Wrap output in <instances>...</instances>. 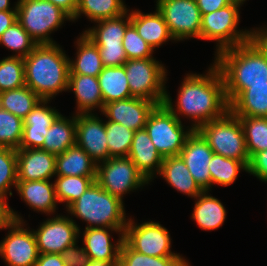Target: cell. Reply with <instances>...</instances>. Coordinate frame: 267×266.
I'll use <instances>...</instances> for the list:
<instances>
[{"instance_id":"1","label":"cell","mask_w":267,"mask_h":266,"mask_svg":"<svg viewBox=\"0 0 267 266\" xmlns=\"http://www.w3.org/2000/svg\"><path fill=\"white\" fill-rule=\"evenodd\" d=\"M174 108L167 92L164 105L181 121L180 115L192 120L191 127L199 126L224 116L230 110L223 76L213 63L206 74L189 73L183 79ZM179 115V116H178Z\"/></svg>"},{"instance_id":"2","label":"cell","mask_w":267,"mask_h":266,"mask_svg":"<svg viewBox=\"0 0 267 266\" xmlns=\"http://www.w3.org/2000/svg\"><path fill=\"white\" fill-rule=\"evenodd\" d=\"M69 60L57 43L37 44L24 58L25 85L43 100L68 91Z\"/></svg>"},{"instance_id":"3","label":"cell","mask_w":267,"mask_h":266,"mask_svg":"<svg viewBox=\"0 0 267 266\" xmlns=\"http://www.w3.org/2000/svg\"><path fill=\"white\" fill-rule=\"evenodd\" d=\"M229 104L250 85L267 84V59L250 41L220 51L214 58Z\"/></svg>"},{"instance_id":"4","label":"cell","mask_w":267,"mask_h":266,"mask_svg":"<svg viewBox=\"0 0 267 266\" xmlns=\"http://www.w3.org/2000/svg\"><path fill=\"white\" fill-rule=\"evenodd\" d=\"M66 209L71 216L87 222L85 228H125L128 222L124 202L96 181Z\"/></svg>"},{"instance_id":"5","label":"cell","mask_w":267,"mask_h":266,"mask_svg":"<svg viewBox=\"0 0 267 266\" xmlns=\"http://www.w3.org/2000/svg\"><path fill=\"white\" fill-rule=\"evenodd\" d=\"M72 18L47 0H18L17 21L37 44H54L50 34Z\"/></svg>"},{"instance_id":"6","label":"cell","mask_w":267,"mask_h":266,"mask_svg":"<svg viewBox=\"0 0 267 266\" xmlns=\"http://www.w3.org/2000/svg\"><path fill=\"white\" fill-rule=\"evenodd\" d=\"M207 141L215 154L244 162L247 166L249 155L240 119L230 110L222 117L204 123L196 129Z\"/></svg>"},{"instance_id":"7","label":"cell","mask_w":267,"mask_h":266,"mask_svg":"<svg viewBox=\"0 0 267 266\" xmlns=\"http://www.w3.org/2000/svg\"><path fill=\"white\" fill-rule=\"evenodd\" d=\"M240 6L236 3L202 15L200 39L216 41V54L228 48L246 43L250 39V30H238Z\"/></svg>"},{"instance_id":"8","label":"cell","mask_w":267,"mask_h":266,"mask_svg":"<svg viewBox=\"0 0 267 266\" xmlns=\"http://www.w3.org/2000/svg\"><path fill=\"white\" fill-rule=\"evenodd\" d=\"M164 104L157 105L149 114L145 130L160 155L165 157L179 156L188 136L193 132Z\"/></svg>"},{"instance_id":"9","label":"cell","mask_w":267,"mask_h":266,"mask_svg":"<svg viewBox=\"0 0 267 266\" xmlns=\"http://www.w3.org/2000/svg\"><path fill=\"white\" fill-rule=\"evenodd\" d=\"M132 97L164 103L166 94L167 70L154 57L132 59L124 63Z\"/></svg>"},{"instance_id":"10","label":"cell","mask_w":267,"mask_h":266,"mask_svg":"<svg viewBox=\"0 0 267 266\" xmlns=\"http://www.w3.org/2000/svg\"><path fill=\"white\" fill-rule=\"evenodd\" d=\"M96 182L122 202L125 194L149 184L129 157H110L97 163Z\"/></svg>"},{"instance_id":"11","label":"cell","mask_w":267,"mask_h":266,"mask_svg":"<svg viewBox=\"0 0 267 266\" xmlns=\"http://www.w3.org/2000/svg\"><path fill=\"white\" fill-rule=\"evenodd\" d=\"M128 218L124 241L139 253L154 257H182L171 251L169 231L159 222L147 221L137 224Z\"/></svg>"},{"instance_id":"12","label":"cell","mask_w":267,"mask_h":266,"mask_svg":"<svg viewBox=\"0 0 267 266\" xmlns=\"http://www.w3.org/2000/svg\"><path fill=\"white\" fill-rule=\"evenodd\" d=\"M155 8L163 16L175 41L200 39L202 16L196 0H157Z\"/></svg>"},{"instance_id":"13","label":"cell","mask_w":267,"mask_h":266,"mask_svg":"<svg viewBox=\"0 0 267 266\" xmlns=\"http://www.w3.org/2000/svg\"><path fill=\"white\" fill-rule=\"evenodd\" d=\"M55 216L47 218L38 229L32 230L39 254H61L66 247L78 241L81 234L80 226L71 217Z\"/></svg>"},{"instance_id":"14","label":"cell","mask_w":267,"mask_h":266,"mask_svg":"<svg viewBox=\"0 0 267 266\" xmlns=\"http://www.w3.org/2000/svg\"><path fill=\"white\" fill-rule=\"evenodd\" d=\"M25 225V221H15L0 242V257L8 266H35L39 257L35 235Z\"/></svg>"},{"instance_id":"15","label":"cell","mask_w":267,"mask_h":266,"mask_svg":"<svg viewBox=\"0 0 267 266\" xmlns=\"http://www.w3.org/2000/svg\"><path fill=\"white\" fill-rule=\"evenodd\" d=\"M94 113L76 114V144L95 162L110 158L106 138L105 120Z\"/></svg>"},{"instance_id":"16","label":"cell","mask_w":267,"mask_h":266,"mask_svg":"<svg viewBox=\"0 0 267 266\" xmlns=\"http://www.w3.org/2000/svg\"><path fill=\"white\" fill-rule=\"evenodd\" d=\"M213 154V150L197 130H193L188 136L179 154L193 179L203 191L211 189V175L208 166Z\"/></svg>"},{"instance_id":"17","label":"cell","mask_w":267,"mask_h":266,"mask_svg":"<svg viewBox=\"0 0 267 266\" xmlns=\"http://www.w3.org/2000/svg\"><path fill=\"white\" fill-rule=\"evenodd\" d=\"M157 104L142 98L131 97L108 102L101 112L108 121L117 122L132 131L145 128L149 114Z\"/></svg>"},{"instance_id":"18","label":"cell","mask_w":267,"mask_h":266,"mask_svg":"<svg viewBox=\"0 0 267 266\" xmlns=\"http://www.w3.org/2000/svg\"><path fill=\"white\" fill-rule=\"evenodd\" d=\"M50 100H41L23 119V135L18 149L41 148L49 127L60 115L58 109L48 106Z\"/></svg>"},{"instance_id":"19","label":"cell","mask_w":267,"mask_h":266,"mask_svg":"<svg viewBox=\"0 0 267 266\" xmlns=\"http://www.w3.org/2000/svg\"><path fill=\"white\" fill-rule=\"evenodd\" d=\"M17 180H50L56 176V155L40 148L16 149Z\"/></svg>"},{"instance_id":"20","label":"cell","mask_w":267,"mask_h":266,"mask_svg":"<svg viewBox=\"0 0 267 266\" xmlns=\"http://www.w3.org/2000/svg\"><path fill=\"white\" fill-rule=\"evenodd\" d=\"M125 228H85L82 235L85 251L90 260L119 262L120 249L124 241ZM111 231L119 234L117 241L112 243Z\"/></svg>"},{"instance_id":"21","label":"cell","mask_w":267,"mask_h":266,"mask_svg":"<svg viewBox=\"0 0 267 266\" xmlns=\"http://www.w3.org/2000/svg\"><path fill=\"white\" fill-rule=\"evenodd\" d=\"M128 157L149 183L159 174L164 159L145 128L135 131Z\"/></svg>"},{"instance_id":"22","label":"cell","mask_w":267,"mask_h":266,"mask_svg":"<svg viewBox=\"0 0 267 266\" xmlns=\"http://www.w3.org/2000/svg\"><path fill=\"white\" fill-rule=\"evenodd\" d=\"M51 180L17 181L16 191L33 211L45 214L56 213L57 198Z\"/></svg>"},{"instance_id":"23","label":"cell","mask_w":267,"mask_h":266,"mask_svg":"<svg viewBox=\"0 0 267 266\" xmlns=\"http://www.w3.org/2000/svg\"><path fill=\"white\" fill-rule=\"evenodd\" d=\"M68 90L73 91L76 98V113L89 114L104 109L98 77L89 75L69 74ZM95 109V110H94Z\"/></svg>"},{"instance_id":"24","label":"cell","mask_w":267,"mask_h":266,"mask_svg":"<svg viewBox=\"0 0 267 266\" xmlns=\"http://www.w3.org/2000/svg\"><path fill=\"white\" fill-rule=\"evenodd\" d=\"M130 22L137 30L138 34L155 49L162 44L174 40L171 36L168 26L157 10L154 13L143 14L139 10L130 11Z\"/></svg>"},{"instance_id":"25","label":"cell","mask_w":267,"mask_h":266,"mask_svg":"<svg viewBox=\"0 0 267 266\" xmlns=\"http://www.w3.org/2000/svg\"><path fill=\"white\" fill-rule=\"evenodd\" d=\"M158 175L178 192L191 198L195 199L203 192L180 156L165 157Z\"/></svg>"},{"instance_id":"26","label":"cell","mask_w":267,"mask_h":266,"mask_svg":"<svg viewBox=\"0 0 267 266\" xmlns=\"http://www.w3.org/2000/svg\"><path fill=\"white\" fill-rule=\"evenodd\" d=\"M55 171L56 176H96L97 162L76 144L56 155Z\"/></svg>"},{"instance_id":"27","label":"cell","mask_w":267,"mask_h":266,"mask_svg":"<svg viewBox=\"0 0 267 266\" xmlns=\"http://www.w3.org/2000/svg\"><path fill=\"white\" fill-rule=\"evenodd\" d=\"M74 145H76V114L74 113L70 119L60 114L49 127L40 149L58 155Z\"/></svg>"},{"instance_id":"28","label":"cell","mask_w":267,"mask_h":266,"mask_svg":"<svg viewBox=\"0 0 267 266\" xmlns=\"http://www.w3.org/2000/svg\"><path fill=\"white\" fill-rule=\"evenodd\" d=\"M209 191H203L195 199L192 219L198 227L205 231L220 228L226 219V209L217 198L209 195Z\"/></svg>"},{"instance_id":"29","label":"cell","mask_w":267,"mask_h":266,"mask_svg":"<svg viewBox=\"0 0 267 266\" xmlns=\"http://www.w3.org/2000/svg\"><path fill=\"white\" fill-rule=\"evenodd\" d=\"M130 9L120 16L99 20L97 25L83 31L96 45H123L122 40L130 22Z\"/></svg>"},{"instance_id":"30","label":"cell","mask_w":267,"mask_h":266,"mask_svg":"<svg viewBox=\"0 0 267 266\" xmlns=\"http://www.w3.org/2000/svg\"><path fill=\"white\" fill-rule=\"evenodd\" d=\"M76 45L77 53L75 60H69V74L98 77L104 68L98 46L84 33L77 39Z\"/></svg>"},{"instance_id":"31","label":"cell","mask_w":267,"mask_h":266,"mask_svg":"<svg viewBox=\"0 0 267 266\" xmlns=\"http://www.w3.org/2000/svg\"><path fill=\"white\" fill-rule=\"evenodd\" d=\"M230 111L235 116L267 118V84L250 85L231 103Z\"/></svg>"},{"instance_id":"32","label":"cell","mask_w":267,"mask_h":266,"mask_svg":"<svg viewBox=\"0 0 267 266\" xmlns=\"http://www.w3.org/2000/svg\"><path fill=\"white\" fill-rule=\"evenodd\" d=\"M98 81L104 105L132 97L123 65L104 67L98 75Z\"/></svg>"},{"instance_id":"33","label":"cell","mask_w":267,"mask_h":266,"mask_svg":"<svg viewBox=\"0 0 267 266\" xmlns=\"http://www.w3.org/2000/svg\"><path fill=\"white\" fill-rule=\"evenodd\" d=\"M124 4L123 0H78L77 10L72 21H76L82 14L91 22L114 18L128 10Z\"/></svg>"},{"instance_id":"34","label":"cell","mask_w":267,"mask_h":266,"mask_svg":"<svg viewBox=\"0 0 267 266\" xmlns=\"http://www.w3.org/2000/svg\"><path fill=\"white\" fill-rule=\"evenodd\" d=\"M42 99L28 86L0 92V108L24 119Z\"/></svg>"},{"instance_id":"35","label":"cell","mask_w":267,"mask_h":266,"mask_svg":"<svg viewBox=\"0 0 267 266\" xmlns=\"http://www.w3.org/2000/svg\"><path fill=\"white\" fill-rule=\"evenodd\" d=\"M208 167L211 175V188L214 184L229 186L235 182L241 170L245 172L248 170L244 162L215 153Z\"/></svg>"},{"instance_id":"36","label":"cell","mask_w":267,"mask_h":266,"mask_svg":"<svg viewBox=\"0 0 267 266\" xmlns=\"http://www.w3.org/2000/svg\"><path fill=\"white\" fill-rule=\"evenodd\" d=\"M54 181L58 203H66V208L76 201L89 186L96 181V176H56Z\"/></svg>"},{"instance_id":"37","label":"cell","mask_w":267,"mask_h":266,"mask_svg":"<svg viewBox=\"0 0 267 266\" xmlns=\"http://www.w3.org/2000/svg\"><path fill=\"white\" fill-rule=\"evenodd\" d=\"M119 266H190L185 257H154L133 250L123 241Z\"/></svg>"},{"instance_id":"38","label":"cell","mask_w":267,"mask_h":266,"mask_svg":"<svg viewBox=\"0 0 267 266\" xmlns=\"http://www.w3.org/2000/svg\"><path fill=\"white\" fill-rule=\"evenodd\" d=\"M243 127L249 157L267 150V118L237 116Z\"/></svg>"},{"instance_id":"39","label":"cell","mask_w":267,"mask_h":266,"mask_svg":"<svg viewBox=\"0 0 267 266\" xmlns=\"http://www.w3.org/2000/svg\"><path fill=\"white\" fill-rule=\"evenodd\" d=\"M105 127L109 156L128 157L135 131L108 120L105 121Z\"/></svg>"},{"instance_id":"40","label":"cell","mask_w":267,"mask_h":266,"mask_svg":"<svg viewBox=\"0 0 267 266\" xmlns=\"http://www.w3.org/2000/svg\"><path fill=\"white\" fill-rule=\"evenodd\" d=\"M0 44L13 52L15 51L16 54L11 56L21 58L28 56L37 45L18 21L3 32L0 37Z\"/></svg>"},{"instance_id":"41","label":"cell","mask_w":267,"mask_h":266,"mask_svg":"<svg viewBox=\"0 0 267 266\" xmlns=\"http://www.w3.org/2000/svg\"><path fill=\"white\" fill-rule=\"evenodd\" d=\"M25 86L24 58L4 57L0 60V92Z\"/></svg>"},{"instance_id":"42","label":"cell","mask_w":267,"mask_h":266,"mask_svg":"<svg viewBox=\"0 0 267 266\" xmlns=\"http://www.w3.org/2000/svg\"><path fill=\"white\" fill-rule=\"evenodd\" d=\"M23 119L0 108V147L18 149L23 135Z\"/></svg>"},{"instance_id":"43","label":"cell","mask_w":267,"mask_h":266,"mask_svg":"<svg viewBox=\"0 0 267 266\" xmlns=\"http://www.w3.org/2000/svg\"><path fill=\"white\" fill-rule=\"evenodd\" d=\"M17 181L16 149L0 147V195L12 196L11 188H16Z\"/></svg>"},{"instance_id":"44","label":"cell","mask_w":267,"mask_h":266,"mask_svg":"<svg viewBox=\"0 0 267 266\" xmlns=\"http://www.w3.org/2000/svg\"><path fill=\"white\" fill-rule=\"evenodd\" d=\"M122 44L128 60L153 57V47L138 34L132 24L127 27Z\"/></svg>"},{"instance_id":"45","label":"cell","mask_w":267,"mask_h":266,"mask_svg":"<svg viewBox=\"0 0 267 266\" xmlns=\"http://www.w3.org/2000/svg\"><path fill=\"white\" fill-rule=\"evenodd\" d=\"M104 67L122 66L128 60L123 45H97Z\"/></svg>"},{"instance_id":"46","label":"cell","mask_w":267,"mask_h":266,"mask_svg":"<svg viewBox=\"0 0 267 266\" xmlns=\"http://www.w3.org/2000/svg\"><path fill=\"white\" fill-rule=\"evenodd\" d=\"M77 242L66 247L61 252L65 266H88L90 260L88 253L85 251L84 246L81 248L77 246Z\"/></svg>"},{"instance_id":"47","label":"cell","mask_w":267,"mask_h":266,"mask_svg":"<svg viewBox=\"0 0 267 266\" xmlns=\"http://www.w3.org/2000/svg\"><path fill=\"white\" fill-rule=\"evenodd\" d=\"M247 173L267 183V150L255 153L250 157Z\"/></svg>"},{"instance_id":"48","label":"cell","mask_w":267,"mask_h":266,"mask_svg":"<svg viewBox=\"0 0 267 266\" xmlns=\"http://www.w3.org/2000/svg\"><path fill=\"white\" fill-rule=\"evenodd\" d=\"M7 197L0 195V230H7L15 221L24 222L7 203Z\"/></svg>"},{"instance_id":"49","label":"cell","mask_w":267,"mask_h":266,"mask_svg":"<svg viewBox=\"0 0 267 266\" xmlns=\"http://www.w3.org/2000/svg\"><path fill=\"white\" fill-rule=\"evenodd\" d=\"M256 29V30H255ZM250 30L249 41L255 45L259 51L267 59V27L262 26L260 28H255Z\"/></svg>"},{"instance_id":"50","label":"cell","mask_w":267,"mask_h":266,"mask_svg":"<svg viewBox=\"0 0 267 266\" xmlns=\"http://www.w3.org/2000/svg\"><path fill=\"white\" fill-rule=\"evenodd\" d=\"M201 16L207 13L217 11L231 2L229 0H196Z\"/></svg>"},{"instance_id":"51","label":"cell","mask_w":267,"mask_h":266,"mask_svg":"<svg viewBox=\"0 0 267 266\" xmlns=\"http://www.w3.org/2000/svg\"><path fill=\"white\" fill-rule=\"evenodd\" d=\"M35 266H65L61 254H39Z\"/></svg>"},{"instance_id":"52","label":"cell","mask_w":267,"mask_h":266,"mask_svg":"<svg viewBox=\"0 0 267 266\" xmlns=\"http://www.w3.org/2000/svg\"><path fill=\"white\" fill-rule=\"evenodd\" d=\"M16 21L17 10L0 11V37Z\"/></svg>"},{"instance_id":"53","label":"cell","mask_w":267,"mask_h":266,"mask_svg":"<svg viewBox=\"0 0 267 266\" xmlns=\"http://www.w3.org/2000/svg\"><path fill=\"white\" fill-rule=\"evenodd\" d=\"M65 11L72 19L75 16L78 0H47Z\"/></svg>"},{"instance_id":"54","label":"cell","mask_w":267,"mask_h":266,"mask_svg":"<svg viewBox=\"0 0 267 266\" xmlns=\"http://www.w3.org/2000/svg\"><path fill=\"white\" fill-rule=\"evenodd\" d=\"M88 266H119V262H104L99 260H89Z\"/></svg>"},{"instance_id":"55","label":"cell","mask_w":267,"mask_h":266,"mask_svg":"<svg viewBox=\"0 0 267 266\" xmlns=\"http://www.w3.org/2000/svg\"><path fill=\"white\" fill-rule=\"evenodd\" d=\"M17 10V2L14 7L11 8L10 0H0V11Z\"/></svg>"},{"instance_id":"56","label":"cell","mask_w":267,"mask_h":266,"mask_svg":"<svg viewBox=\"0 0 267 266\" xmlns=\"http://www.w3.org/2000/svg\"><path fill=\"white\" fill-rule=\"evenodd\" d=\"M231 3H236L242 6V4L246 1V0H229Z\"/></svg>"}]
</instances>
